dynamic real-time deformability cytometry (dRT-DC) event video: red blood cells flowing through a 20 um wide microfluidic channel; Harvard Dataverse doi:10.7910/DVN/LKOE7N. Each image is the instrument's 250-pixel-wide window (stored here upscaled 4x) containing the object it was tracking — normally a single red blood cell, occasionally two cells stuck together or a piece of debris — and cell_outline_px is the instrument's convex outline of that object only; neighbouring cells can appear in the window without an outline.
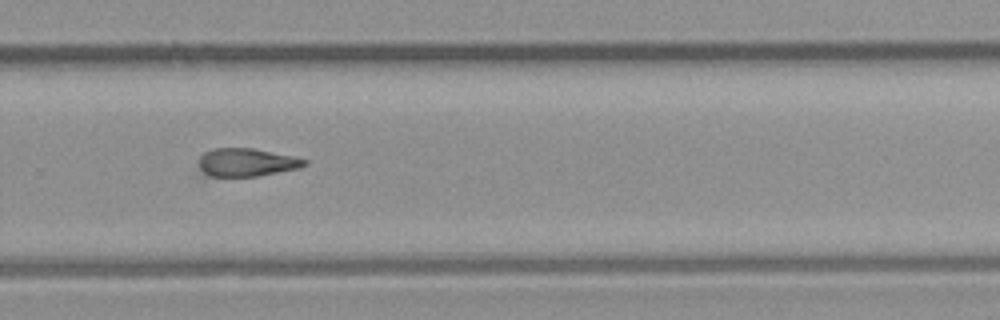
{"species": "common noctule bat (a hibernating species)", "species_latin": "Nyctalus noctula", "temperature_condition": "room temperature", "stored_images_in_passage": 36, "camera_frame_rate_fps": 3000, "um_per_image_px": 0.085, "animal": {"sex": "male", "body_mass_g": 23.1, "forearm_length_mm": 52.7}, "frame": {"image": 1, "passage_image": 19, "time_ms": 6.0, "image_size_px": [1000, 320], "cell_outline_px": [[308, 164], [300, 168], [256, 176], [208, 176], [200, 172], [196, 164], [200, 156], [204, 152], [212, 148], [252, 148], [292, 156], [308, 160]], "centroid_in_image_um": [20.89, 13.8], "position_along_channel_um": 308.9, "area_um2": 17.51}}
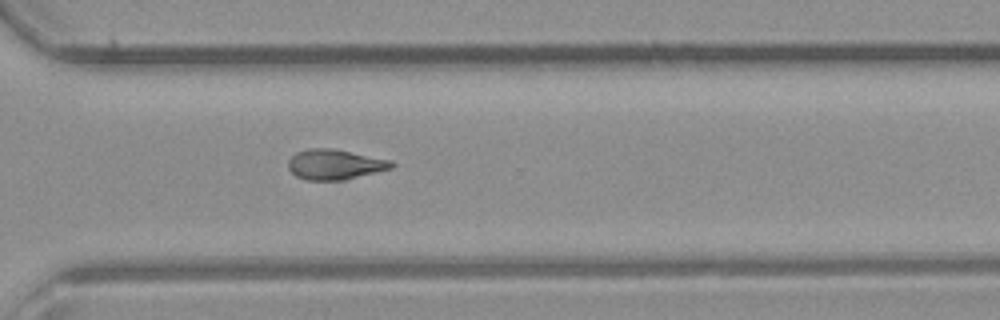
{"frame": {"image": 2, "passage_image": 21, "time_ms": 6.667, "image_size_px": [1000, 320], "cell_outline_px": [[396, 164], [392, 168], [344, 180], [308, 180], [296, 176], [288, 168], [288, 160], [296, 152], [308, 148], [332, 148], [392, 160]], "centroid_in_image_um": [28.47, 13.97], "position_along_channel_um": 342.1, "area_um2": 18.21}}